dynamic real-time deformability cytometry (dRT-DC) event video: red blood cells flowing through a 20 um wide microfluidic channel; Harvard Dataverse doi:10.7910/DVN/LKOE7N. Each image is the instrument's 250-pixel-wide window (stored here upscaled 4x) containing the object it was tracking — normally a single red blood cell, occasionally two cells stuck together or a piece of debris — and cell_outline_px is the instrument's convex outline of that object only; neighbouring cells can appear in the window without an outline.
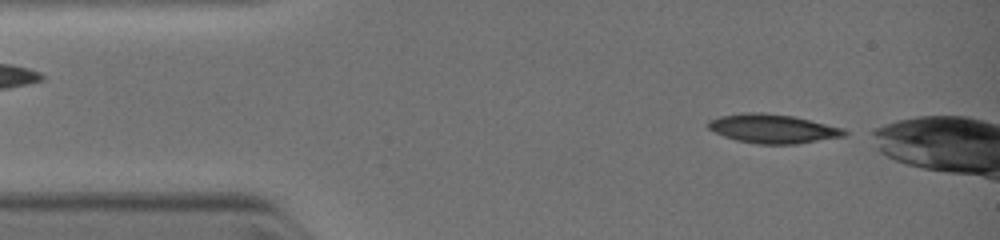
{"species": "common noctule bat (a hibernating species)", "species_latin": "Nyctalus noctula", "temperature_condition": "warm", "stored_images_in_passage": 22, "camera_frame_rate_fps": 3000, "um_per_image_px": 0.085, "animal": {"sex": "female", "body_mass_g": 19.0, "forearm_length_mm": 51.5}, "frame": {"image": 1, "passage_image": 1, "time_ms": 0.0, "image_size_px": [1000, 240], "cell_outline_px": [[848, 132], [844, 136], [796, 144], [756, 144], [736, 140], [724, 136], [708, 128], [708, 124], [712, 120], [720, 116], [760, 112], [792, 116], [840, 128]], "centroid_in_image_um": [65.68, 10.96], "position_along_channel_um": 19.3, "area_um2": 22.31}}
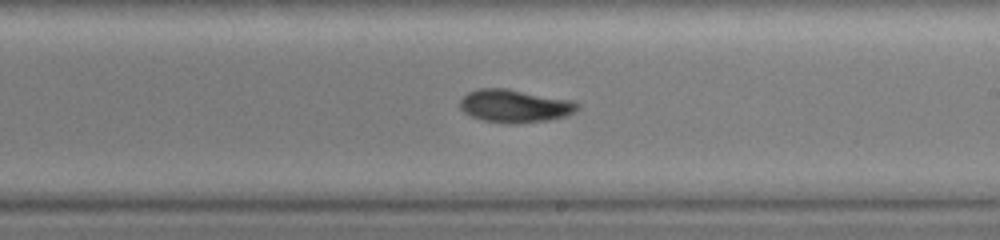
{"frame": {"image": 2, "passage_image": 13, "time_ms": 5.667, "image_size_px": [1000, 240], "cell_outline_px": [[580, 108], [576, 112], [568, 116], [548, 120], [516, 124], [512, 124], [484, 120], [472, 116], [464, 112], [460, 108], [460, 100], [468, 92], [480, 88], [508, 88], [576, 100], [580, 104]], "centroid_in_image_um": [43.84, 9.0], "position_along_channel_um": 245.2, "area_um2": 23.0}}
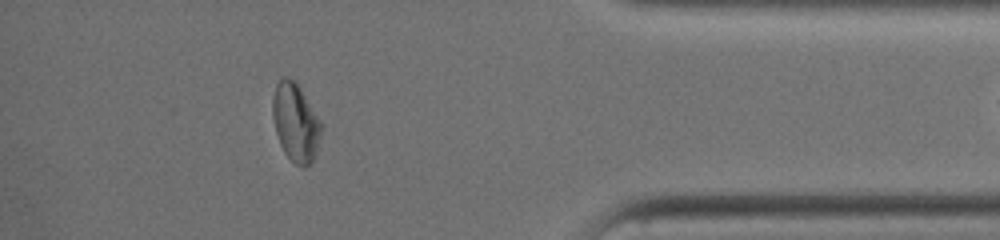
{"frame": {"image": 3, "passage_image": 21, "time_ms": 9.333, "image_size_px": [1000, 240], "cell_outline_px": [[324, 128], [316, 152], [312, 160], [304, 168], [296, 164], [284, 152], [280, 144], [276, 132], [272, 116], [272, 96], [276, 84], [284, 76], [288, 76], [300, 88], [324, 124]], "centroid_in_image_um": [25.14, 10.4], "position_along_channel_um": 410.1, "area_um2": 22.31}}